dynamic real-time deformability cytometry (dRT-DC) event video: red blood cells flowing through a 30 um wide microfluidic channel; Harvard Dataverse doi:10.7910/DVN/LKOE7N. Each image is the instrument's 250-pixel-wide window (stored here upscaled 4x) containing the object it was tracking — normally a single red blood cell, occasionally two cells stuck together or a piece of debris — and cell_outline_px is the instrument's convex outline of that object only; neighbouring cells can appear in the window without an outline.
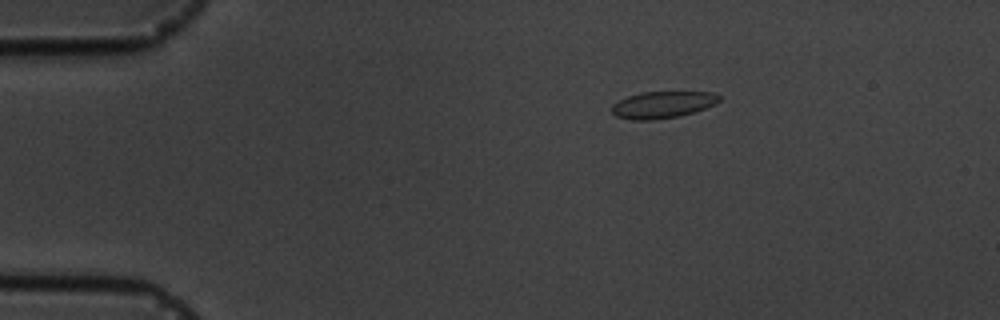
{"species": "common noctule bat (a hibernating species)", "species_latin": "Nyctalus noctula", "temperature_condition": "cold", "stored_images_in_passage": 4, "camera_frame_rate_fps": 3000, "um_per_image_px": 0.085, "animal": {"sex": "male", "body_mass_g": 19.5, "forearm_length_mm": 54.6}, "frame": {"image": 1, "passage_image": 2, "time_ms": 1.0, "image_size_px": [1000, 320], "cell_outline_px": [[720, 100], [716, 104], [680, 116], [652, 120], [632, 120], [616, 116], [612, 112], [612, 104], [628, 96], [640, 92], [712, 92], [720, 96]], "centroid_in_image_um": [56.31, 8.9], "position_along_channel_um": 28.7, "area_um2": 16.7}}